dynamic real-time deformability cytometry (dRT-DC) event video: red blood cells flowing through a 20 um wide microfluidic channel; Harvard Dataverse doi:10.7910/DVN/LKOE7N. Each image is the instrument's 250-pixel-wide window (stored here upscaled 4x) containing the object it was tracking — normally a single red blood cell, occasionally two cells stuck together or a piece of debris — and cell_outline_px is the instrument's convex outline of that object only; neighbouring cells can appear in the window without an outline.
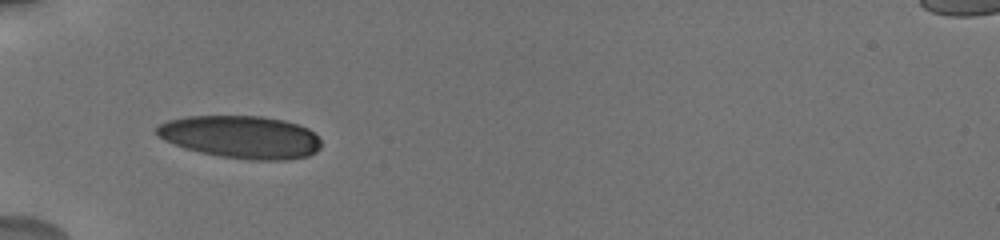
{"species": "human", "species_latin": "Homo sapiens", "temperature_condition": "cold", "stored_images_in_passage": 2, "camera_frame_rate_fps": 3000, "um_per_image_px": 0.085, "donor": {"sex": "male"}, "frame": {"image": 1, "passage_image": 1, "time_ms": 0.0, "image_size_px": [1000, 240], "cell_outline_px": [[320, 148], [316, 152], [308, 156], [284, 160], [252, 160], [220, 156], [200, 152], [184, 148], [164, 140], [156, 136], [156, 128], [160, 124], [168, 120], [188, 116], [264, 116], [284, 120], [308, 128], [320, 140]], "centroid_in_image_um": [20.47, 11.64], "position_along_channel_um": 64.5, "area_um2": 40.92}}